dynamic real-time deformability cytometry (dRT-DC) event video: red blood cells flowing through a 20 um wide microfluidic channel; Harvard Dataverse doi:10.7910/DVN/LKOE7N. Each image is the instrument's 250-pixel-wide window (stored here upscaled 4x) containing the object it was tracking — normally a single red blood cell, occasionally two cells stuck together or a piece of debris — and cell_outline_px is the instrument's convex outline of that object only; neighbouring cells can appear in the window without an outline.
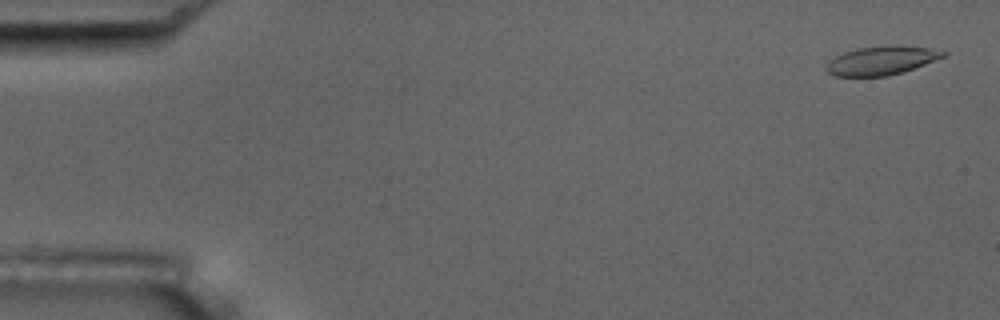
{"species": "common noctule bat (a hibernating species)", "species_latin": "Nyctalus noctula", "temperature_condition": "room temperature", "stored_images_in_passage": 6, "camera_frame_rate_fps": 3000, "um_per_image_px": 0.085, "animal": {"sex": "male", "body_mass_g": 17.5, "forearm_length_mm": 52.3}, "frame": {"image": 1, "passage_image": 1, "time_ms": 0.0, "image_size_px": [1000, 320], "cell_outline_px": [[948, 52], [944, 56], [924, 64], [888, 76], [836, 76], [828, 72], [828, 64], [836, 56], [844, 52], [856, 48], [928, 48]], "centroid_in_image_um": [74.88, 5.19], "position_along_channel_um": 10.1, "area_um2": 18.15}}
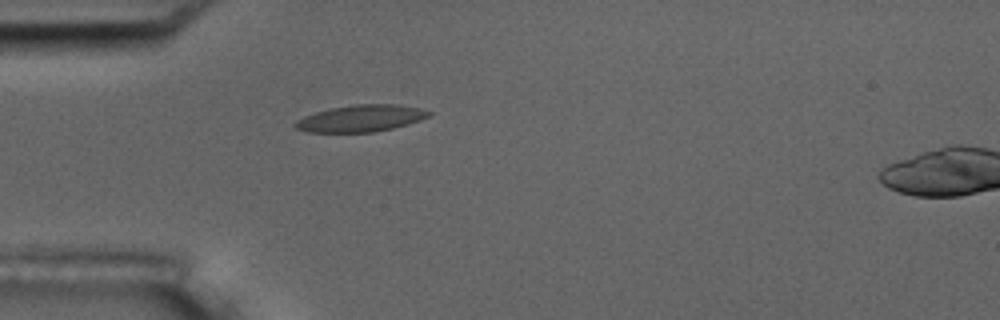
{"frame": {"image": 2, "passage_image": 5, "time_ms": 4.667, "image_size_px": [1000, 320], "cell_outline_px": [[432, 112], [428, 116], [420, 120], [408, 124], [392, 128], [372, 132], [308, 132], [296, 128], [292, 124], [296, 120], [304, 116], [328, 108], [356, 104], [392, 104], [416, 108]], "centroid_in_image_um": [30.61, 10.06], "position_along_channel_um": 54.4, "area_um2": 20.63}}